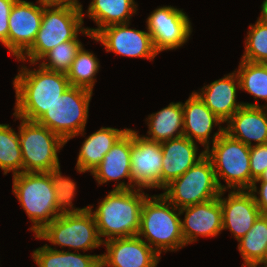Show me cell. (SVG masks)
<instances>
[{
  "label": "cell",
  "instance_id": "cell-13",
  "mask_svg": "<svg viewBox=\"0 0 267 267\" xmlns=\"http://www.w3.org/2000/svg\"><path fill=\"white\" fill-rule=\"evenodd\" d=\"M131 129L132 189H161L163 153L161 143Z\"/></svg>",
  "mask_w": 267,
  "mask_h": 267
},
{
  "label": "cell",
  "instance_id": "cell-36",
  "mask_svg": "<svg viewBox=\"0 0 267 267\" xmlns=\"http://www.w3.org/2000/svg\"><path fill=\"white\" fill-rule=\"evenodd\" d=\"M44 5H56V6H70L83 9V5L79 0H38Z\"/></svg>",
  "mask_w": 267,
  "mask_h": 267
},
{
  "label": "cell",
  "instance_id": "cell-40",
  "mask_svg": "<svg viewBox=\"0 0 267 267\" xmlns=\"http://www.w3.org/2000/svg\"><path fill=\"white\" fill-rule=\"evenodd\" d=\"M262 264L267 266V257H266L265 261Z\"/></svg>",
  "mask_w": 267,
  "mask_h": 267
},
{
  "label": "cell",
  "instance_id": "cell-20",
  "mask_svg": "<svg viewBox=\"0 0 267 267\" xmlns=\"http://www.w3.org/2000/svg\"><path fill=\"white\" fill-rule=\"evenodd\" d=\"M198 143L186 136L170 139L161 143L163 160L161 189L174 179L182 176L190 167L206 155V150L198 153Z\"/></svg>",
  "mask_w": 267,
  "mask_h": 267
},
{
  "label": "cell",
  "instance_id": "cell-22",
  "mask_svg": "<svg viewBox=\"0 0 267 267\" xmlns=\"http://www.w3.org/2000/svg\"><path fill=\"white\" fill-rule=\"evenodd\" d=\"M225 132L249 147L267 144V107L243 105L226 122Z\"/></svg>",
  "mask_w": 267,
  "mask_h": 267
},
{
  "label": "cell",
  "instance_id": "cell-31",
  "mask_svg": "<svg viewBox=\"0 0 267 267\" xmlns=\"http://www.w3.org/2000/svg\"><path fill=\"white\" fill-rule=\"evenodd\" d=\"M82 46L84 45L78 37L75 40L62 42L46 53L37 63L46 70L66 74Z\"/></svg>",
  "mask_w": 267,
  "mask_h": 267
},
{
  "label": "cell",
  "instance_id": "cell-11",
  "mask_svg": "<svg viewBox=\"0 0 267 267\" xmlns=\"http://www.w3.org/2000/svg\"><path fill=\"white\" fill-rule=\"evenodd\" d=\"M146 30L151 35L155 50H177L189 41L193 32L190 18L183 9L163 5L150 12Z\"/></svg>",
  "mask_w": 267,
  "mask_h": 267
},
{
  "label": "cell",
  "instance_id": "cell-17",
  "mask_svg": "<svg viewBox=\"0 0 267 267\" xmlns=\"http://www.w3.org/2000/svg\"><path fill=\"white\" fill-rule=\"evenodd\" d=\"M181 232L185 246L199 241L198 237H217L223 231L222 208L219 197L179 210Z\"/></svg>",
  "mask_w": 267,
  "mask_h": 267
},
{
  "label": "cell",
  "instance_id": "cell-39",
  "mask_svg": "<svg viewBox=\"0 0 267 267\" xmlns=\"http://www.w3.org/2000/svg\"><path fill=\"white\" fill-rule=\"evenodd\" d=\"M249 267H267V266L263 265V264H254V265H251Z\"/></svg>",
  "mask_w": 267,
  "mask_h": 267
},
{
  "label": "cell",
  "instance_id": "cell-21",
  "mask_svg": "<svg viewBox=\"0 0 267 267\" xmlns=\"http://www.w3.org/2000/svg\"><path fill=\"white\" fill-rule=\"evenodd\" d=\"M237 90H240V82L234 70L194 92L220 120L226 123L243 106V102L236 100Z\"/></svg>",
  "mask_w": 267,
  "mask_h": 267
},
{
  "label": "cell",
  "instance_id": "cell-34",
  "mask_svg": "<svg viewBox=\"0 0 267 267\" xmlns=\"http://www.w3.org/2000/svg\"><path fill=\"white\" fill-rule=\"evenodd\" d=\"M17 0H0V42L9 52V16Z\"/></svg>",
  "mask_w": 267,
  "mask_h": 267
},
{
  "label": "cell",
  "instance_id": "cell-37",
  "mask_svg": "<svg viewBox=\"0 0 267 267\" xmlns=\"http://www.w3.org/2000/svg\"><path fill=\"white\" fill-rule=\"evenodd\" d=\"M259 18L267 24V0H264L261 4V13Z\"/></svg>",
  "mask_w": 267,
  "mask_h": 267
},
{
  "label": "cell",
  "instance_id": "cell-24",
  "mask_svg": "<svg viewBox=\"0 0 267 267\" xmlns=\"http://www.w3.org/2000/svg\"><path fill=\"white\" fill-rule=\"evenodd\" d=\"M137 8L135 0H91L87 13L83 12V17L88 16L97 27L85 28L94 36L106 26L129 23L132 16L137 14Z\"/></svg>",
  "mask_w": 267,
  "mask_h": 267
},
{
  "label": "cell",
  "instance_id": "cell-4",
  "mask_svg": "<svg viewBox=\"0 0 267 267\" xmlns=\"http://www.w3.org/2000/svg\"><path fill=\"white\" fill-rule=\"evenodd\" d=\"M138 236L160 256L184 248L179 209L162 194L149 195L142 206Z\"/></svg>",
  "mask_w": 267,
  "mask_h": 267
},
{
  "label": "cell",
  "instance_id": "cell-18",
  "mask_svg": "<svg viewBox=\"0 0 267 267\" xmlns=\"http://www.w3.org/2000/svg\"><path fill=\"white\" fill-rule=\"evenodd\" d=\"M221 190L219 200L222 208L223 229L238 241L253 226L261 212L248 190Z\"/></svg>",
  "mask_w": 267,
  "mask_h": 267
},
{
  "label": "cell",
  "instance_id": "cell-30",
  "mask_svg": "<svg viewBox=\"0 0 267 267\" xmlns=\"http://www.w3.org/2000/svg\"><path fill=\"white\" fill-rule=\"evenodd\" d=\"M0 169L4 175L23 172L19 133L9 124H0Z\"/></svg>",
  "mask_w": 267,
  "mask_h": 267
},
{
  "label": "cell",
  "instance_id": "cell-1",
  "mask_svg": "<svg viewBox=\"0 0 267 267\" xmlns=\"http://www.w3.org/2000/svg\"><path fill=\"white\" fill-rule=\"evenodd\" d=\"M12 193L33 225L34 235L63 213L74 200L77 184L56 172H22L13 175Z\"/></svg>",
  "mask_w": 267,
  "mask_h": 267
},
{
  "label": "cell",
  "instance_id": "cell-10",
  "mask_svg": "<svg viewBox=\"0 0 267 267\" xmlns=\"http://www.w3.org/2000/svg\"><path fill=\"white\" fill-rule=\"evenodd\" d=\"M220 192L213 164L205 155L182 176L165 186L161 194L180 210L215 199Z\"/></svg>",
  "mask_w": 267,
  "mask_h": 267
},
{
  "label": "cell",
  "instance_id": "cell-16",
  "mask_svg": "<svg viewBox=\"0 0 267 267\" xmlns=\"http://www.w3.org/2000/svg\"><path fill=\"white\" fill-rule=\"evenodd\" d=\"M183 107V136L203 146L207 150L225 131L220 120L193 91ZM218 126V128H217ZM217 128L213 132V128Z\"/></svg>",
  "mask_w": 267,
  "mask_h": 267
},
{
  "label": "cell",
  "instance_id": "cell-12",
  "mask_svg": "<svg viewBox=\"0 0 267 267\" xmlns=\"http://www.w3.org/2000/svg\"><path fill=\"white\" fill-rule=\"evenodd\" d=\"M130 25L129 22L106 26L91 39L102 44L107 53L154 61L159 53L154 48L150 33L148 30L129 28Z\"/></svg>",
  "mask_w": 267,
  "mask_h": 267
},
{
  "label": "cell",
  "instance_id": "cell-14",
  "mask_svg": "<svg viewBox=\"0 0 267 267\" xmlns=\"http://www.w3.org/2000/svg\"><path fill=\"white\" fill-rule=\"evenodd\" d=\"M17 0L9 16V54L16 60L33 44L41 27L44 4Z\"/></svg>",
  "mask_w": 267,
  "mask_h": 267
},
{
  "label": "cell",
  "instance_id": "cell-15",
  "mask_svg": "<svg viewBox=\"0 0 267 267\" xmlns=\"http://www.w3.org/2000/svg\"><path fill=\"white\" fill-rule=\"evenodd\" d=\"M101 267H157L160 255L138 235L114 238L103 243Z\"/></svg>",
  "mask_w": 267,
  "mask_h": 267
},
{
  "label": "cell",
  "instance_id": "cell-3",
  "mask_svg": "<svg viewBox=\"0 0 267 267\" xmlns=\"http://www.w3.org/2000/svg\"><path fill=\"white\" fill-rule=\"evenodd\" d=\"M148 196L142 189H112L95 209L94 205H88L101 241L137 236L142 206Z\"/></svg>",
  "mask_w": 267,
  "mask_h": 267
},
{
  "label": "cell",
  "instance_id": "cell-27",
  "mask_svg": "<svg viewBox=\"0 0 267 267\" xmlns=\"http://www.w3.org/2000/svg\"><path fill=\"white\" fill-rule=\"evenodd\" d=\"M238 251L243 259L242 267L262 264L267 257V217L261 214L251 229L238 240Z\"/></svg>",
  "mask_w": 267,
  "mask_h": 267
},
{
  "label": "cell",
  "instance_id": "cell-19",
  "mask_svg": "<svg viewBox=\"0 0 267 267\" xmlns=\"http://www.w3.org/2000/svg\"><path fill=\"white\" fill-rule=\"evenodd\" d=\"M97 185L116 181L114 190L132 189L131 179V128L104 155L101 163L91 173ZM128 179V182L125 179ZM121 179H123L121 181Z\"/></svg>",
  "mask_w": 267,
  "mask_h": 267
},
{
  "label": "cell",
  "instance_id": "cell-9",
  "mask_svg": "<svg viewBox=\"0 0 267 267\" xmlns=\"http://www.w3.org/2000/svg\"><path fill=\"white\" fill-rule=\"evenodd\" d=\"M18 127L19 143L23 158V172L61 171L58 153L66 142L56 133L37 122L21 118Z\"/></svg>",
  "mask_w": 267,
  "mask_h": 267
},
{
  "label": "cell",
  "instance_id": "cell-2",
  "mask_svg": "<svg viewBox=\"0 0 267 267\" xmlns=\"http://www.w3.org/2000/svg\"><path fill=\"white\" fill-rule=\"evenodd\" d=\"M29 65L38 66L28 68L23 63L12 82L16 95L13 115L36 122L70 84L64 73L46 70L37 63Z\"/></svg>",
  "mask_w": 267,
  "mask_h": 267
},
{
  "label": "cell",
  "instance_id": "cell-25",
  "mask_svg": "<svg viewBox=\"0 0 267 267\" xmlns=\"http://www.w3.org/2000/svg\"><path fill=\"white\" fill-rule=\"evenodd\" d=\"M148 135H142L148 140L162 143L183 136L182 102H171L145 119Z\"/></svg>",
  "mask_w": 267,
  "mask_h": 267
},
{
  "label": "cell",
  "instance_id": "cell-6",
  "mask_svg": "<svg viewBox=\"0 0 267 267\" xmlns=\"http://www.w3.org/2000/svg\"><path fill=\"white\" fill-rule=\"evenodd\" d=\"M83 9L70 6L44 5L41 27L33 44L17 59L37 63L46 53L62 42L75 40L78 35L92 38L83 27Z\"/></svg>",
  "mask_w": 267,
  "mask_h": 267
},
{
  "label": "cell",
  "instance_id": "cell-38",
  "mask_svg": "<svg viewBox=\"0 0 267 267\" xmlns=\"http://www.w3.org/2000/svg\"><path fill=\"white\" fill-rule=\"evenodd\" d=\"M255 181H265V182H267V169L263 172V174L260 176V178L255 180Z\"/></svg>",
  "mask_w": 267,
  "mask_h": 267
},
{
  "label": "cell",
  "instance_id": "cell-35",
  "mask_svg": "<svg viewBox=\"0 0 267 267\" xmlns=\"http://www.w3.org/2000/svg\"><path fill=\"white\" fill-rule=\"evenodd\" d=\"M257 183H260V187L257 186ZM248 191L252 194L261 214H264L267 211V182L254 181Z\"/></svg>",
  "mask_w": 267,
  "mask_h": 267
},
{
  "label": "cell",
  "instance_id": "cell-5",
  "mask_svg": "<svg viewBox=\"0 0 267 267\" xmlns=\"http://www.w3.org/2000/svg\"><path fill=\"white\" fill-rule=\"evenodd\" d=\"M34 238L48 241L55 247L46 245L54 250L59 246L61 250L68 247L67 251L87 252L103 246L92 212L87 206L78 208L73 203Z\"/></svg>",
  "mask_w": 267,
  "mask_h": 267
},
{
  "label": "cell",
  "instance_id": "cell-32",
  "mask_svg": "<svg viewBox=\"0 0 267 267\" xmlns=\"http://www.w3.org/2000/svg\"><path fill=\"white\" fill-rule=\"evenodd\" d=\"M245 49L240 60L266 63L267 62V24L259 17L255 24H250L244 41Z\"/></svg>",
  "mask_w": 267,
  "mask_h": 267
},
{
  "label": "cell",
  "instance_id": "cell-33",
  "mask_svg": "<svg viewBox=\"0 0 267 267\" xmlns=\"http://www.w3.org/2000/svg\"><path fill=\"white\" fill-rule=\"evenodd\" d=\"M267 169V144L250 147L251 185Z\"/></svg>",
  "mask_w": 267,
  "mask_h": 267
},
{
  "label": "cell",
  "instance_id": "cell-26",
  "mask_svg": "<svg viewBox=\"0 0 267 267\" xmlns=\"http://www.w3.org/2000/svg\"><path fill=\"white\" fill-rule=\"evenodd\" d=\"M31 256L38 267H101V254L54 250L46 244L33 250Z\"/></svg>",
  "mask_w": 267,
  "mask_h": 267
},
{
  "label": "cell",
  "instance_id": "cell-29",
  "mask_svg": "<svg viewBox=\"0 0 267 267\" xmlns=\"http://www.w3.org/2000/svg\"><path fill=\"white\" fill-rule=\"evenodd\" d=\"M100 69L97 56L83 46L78 51L70 69L66 73L70 86L81 87L93 91L97 82L96 75Z\"/></svg>",
  "mask_w": 267,
  "mask_h": 267
},
{
  "label": "cell",
  "instance_id": "cell-23",
  "mask_svg": "<svg viewBox=\"0 0 267 267\" xmlns=\"http://www.w3.org/2000/svg\"><path fill=\"white\" fill-rule=\"evenodd\" d=\"M130 128L101 127L84 139L80 147L75 169L78 173L94 171L104 155Z\"/></svg>",
  "mask_w": 267,
  "mask_h": 267
},
{
  "label": "cell",
  "instance_id": "cell-7",
  "mask_svg": "<svg viewBox=\"0 0 267 267\" xmlns=\"http://www.w3.org/2000/svg\"><path fill=\"white\" fill-rule=\"evenodd\" d=\"M206 155L213 164L221 190H248L251 187L249 146L224 131L206 150Z\"/></svg>",
  "mask_w": 267,
  "mask_h": 267
},
{
  "label": "cell",
  "instance_id": "cell-28",
  "mask_svg": "<svg viewBox=\"0 0 267 267\" xmlns=\"http://www.w3.org/2000/svg\"><path fill=\"white\" fill-rule=\"evenodd\" d=\"M235 72L239 78L240 90L253 96L256 101L254 103L243 102V105L267 107V104H259V99L267 103V65L240 60Z\"/></svg>",
  "mask_w": 267,
  "mask_h": 267
},
{
  "label": "cell",
  "instance_id": "cell-8",
  "mask_svg": "<svg viewBox=\"0 0 267 267\" xmlns=\"http://www.w3.org/2000/svg\"><path fill=\"white\" fill-rule=\"evenodd\" d=\"M92 95L93 91L70 86L36 122L56 133L66 143L79 135L83 137Z\"/></svg>",
  "mask_w": 267,
  "mask_h": 267
}]
</instances>
